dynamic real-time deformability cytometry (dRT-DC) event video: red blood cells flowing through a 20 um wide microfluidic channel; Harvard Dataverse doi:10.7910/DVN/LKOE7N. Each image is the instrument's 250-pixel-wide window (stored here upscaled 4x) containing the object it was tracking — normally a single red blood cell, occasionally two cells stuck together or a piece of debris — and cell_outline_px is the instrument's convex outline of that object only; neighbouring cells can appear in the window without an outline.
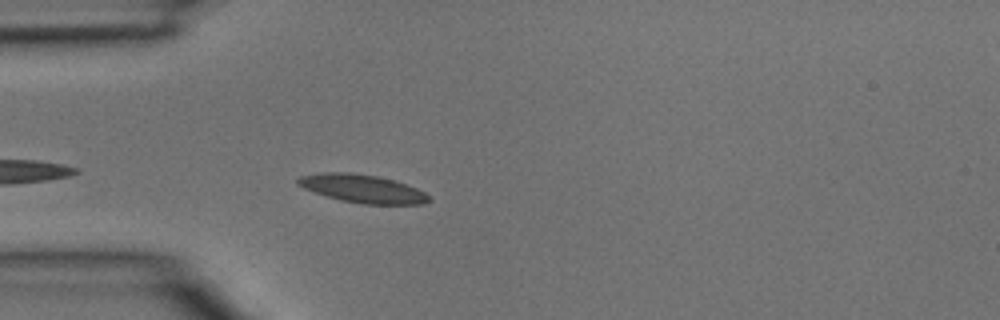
{"species": "common noctule bat (a hibernating species)", "species_latin": "Nyctalus noctula", "temperature_condition": "room temperature", "stored_images_in_passage": 1, "camera_frame_rate_fps": 3000, "um_per_image_px": 0.085, "animal": {"sex": "male", "body_mass_g": 15.6}, "frame": {"image": 1, "passage_image": 1, "time_ms": 0.0, "image_size_px": [1000, 320], "cell_outline_px": [[432, 200], [424, 204], [364, 204], [340, 200], [324, 196], [304, 188], [296, 184], [296, 180], [300, 176], [324, 172], [352, 172], [376, 176], [392, 180], [416, 188], [424, 192]], "centroid_in_image_um": [30.77, 16.04], "position_along_channel_um": 54.2, "area_um2": 21.44}}